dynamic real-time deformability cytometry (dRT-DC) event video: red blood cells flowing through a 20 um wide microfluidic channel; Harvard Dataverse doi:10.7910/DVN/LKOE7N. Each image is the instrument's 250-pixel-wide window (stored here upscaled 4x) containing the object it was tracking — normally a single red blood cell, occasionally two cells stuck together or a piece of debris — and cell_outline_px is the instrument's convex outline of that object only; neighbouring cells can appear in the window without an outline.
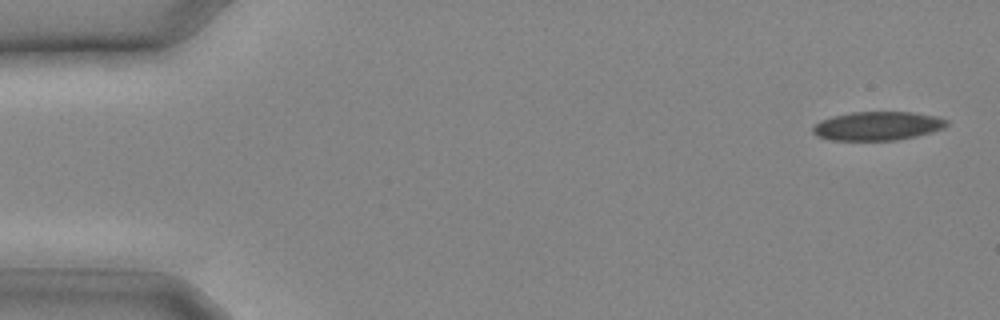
{"species": "common noctule bat (a hibernating species)", "species_latin": "Nyctalus noctula", "temperature_condition": "cold", "stored_images_in_passage": 11, "camera_frame_rate_fps": 3000, "um_per_image_px": 0.085, "animal": {"sex": "male", "body_mass_g": 20.4}, "frame": {"image": 1, "passage_image": 1, "time_ms": 0.0, "image_size_px": [1000, 320], "cell_outline_px": [[948, 124], [944, 128], [932, 132], [916, 136], [896, 140], [832, 140], [816, 136], [812, 132], [812, 128], [820, 120], [832, 116], [852, 112], [912, 112], [936, 116], [948, 120]], "centroid_in_image_um": [74.59, 10.7], "position_along_channel_um": 10.4, "area_um2": 22.48}}
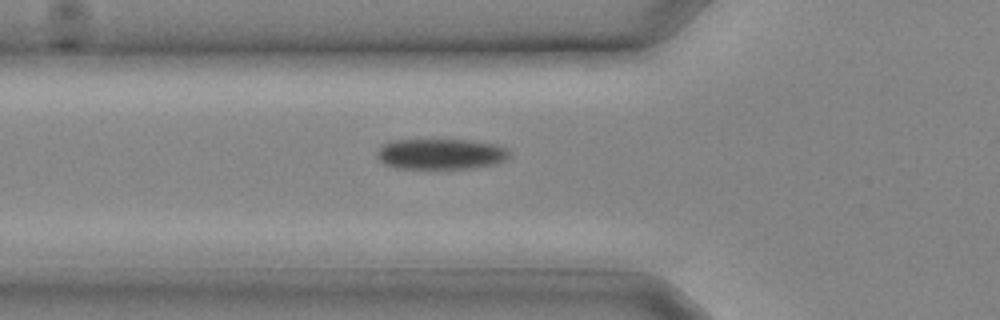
{"frame": {"image": 2, "passage_image": 9, "time_ms": 2.667, "image_size_px": [1000, 320], "cell_outline_px": [[508, 160], [496, 164], [472, 168], [392, 168], [384, 164], [376, 156], [376, 152], [384, 144], [396, 140], [464, 140], [492, 144], [504, 148], [508, 152]], "centroid_in_image_um": [37.43, 13.1], "position_along_channel_um": 88.4, "area_um2": 23.41}}
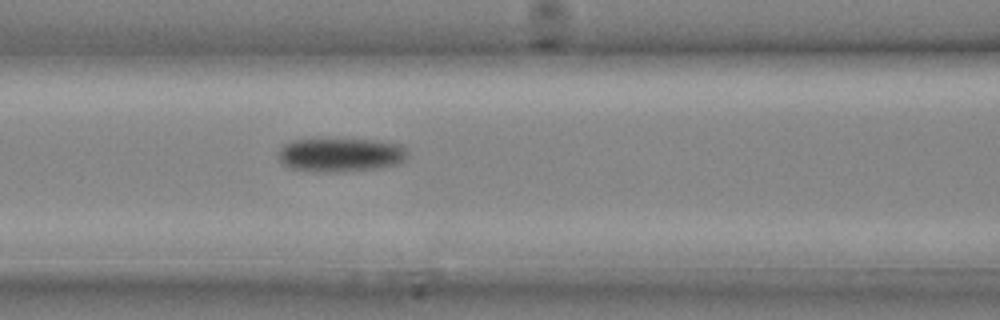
{"frame": {"image": 3, "passage_image": 11, "time_ms": 3.333, "image_size_px": [1000, 320], "cell_outline_px": [[408, 156], [400, 164], [380, 168], [340, 172], [316, 172], [292, 168], [284, 164], [276, 156], [280, 148], [284, 144], [292, 140], [372, 140], [400, 144], [408, 152]], "centroid_in_image_um": [28.96, 13.18], "position_along_channel_um": 137.6, "area_um2": 25.49}}